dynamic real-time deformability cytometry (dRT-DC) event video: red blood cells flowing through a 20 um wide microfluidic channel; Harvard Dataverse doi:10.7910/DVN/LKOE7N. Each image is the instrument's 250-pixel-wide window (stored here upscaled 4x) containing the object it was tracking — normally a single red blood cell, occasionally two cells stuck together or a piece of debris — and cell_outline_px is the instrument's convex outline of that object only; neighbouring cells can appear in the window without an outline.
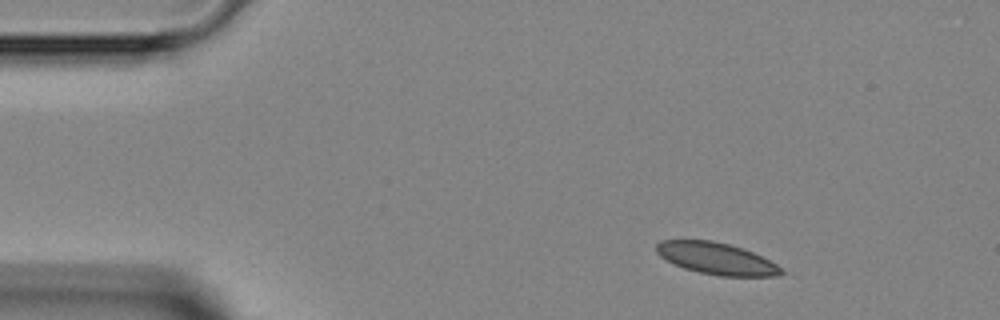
{"species": "Egyptian fruit bat (a non-hibernating species)", "species_latin": "Rousettus aegyptiacus", "temperature_condition": "room temperature", "stored_images_in_passage": 3, "camera_frame_rate_fps": 3000, "um_per_image_px": 0.085, "animal": {"sex": "female"}, "frame": {"image": 1, "passage_image": 1, "time_ms": 0.0, "image_size_px": [1000, 320], "cell_outline_px": [[784, 272], [776, 276], [720, 276], [700, 272], [684, 268], [660, 256], [656, 252], [656, 244], [660, 240], [712, 240], [728, 244], [752, 252], [776, 264]], "centroid_in_image_um": [60.87, 21.97], "position_along_channel_um": 24.1, "area_um2": 22.72}}
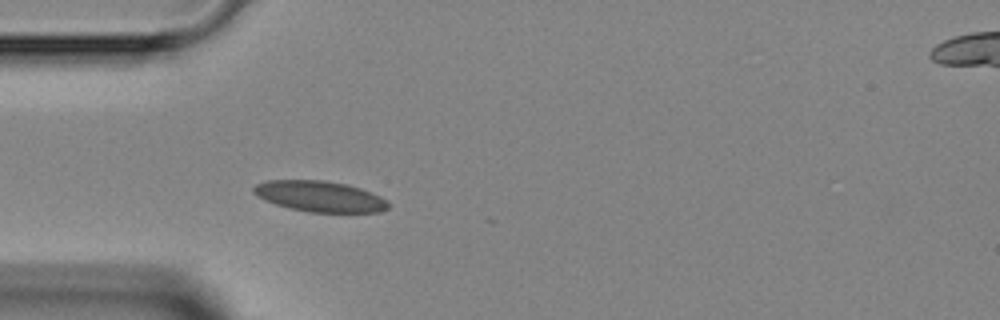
{"frame": {"image": 2, "passage_image": 3, "time_ms": 2.333, "image_size_px": [1000, 320], "cell_outline_px": [[388, 208], [380, 212], [308, 212], [276, 204], [264, 200], [256, 196], [252, 192], [252, 188], [256, 184], [268, 180], [324, 180], [344, 184], [360, 188], [380, 196], [388, 200]], "centroid_in_image_um": [27.16, 16.69], "position_along_channel_um": 57.8, "area_um2": 24.1}}